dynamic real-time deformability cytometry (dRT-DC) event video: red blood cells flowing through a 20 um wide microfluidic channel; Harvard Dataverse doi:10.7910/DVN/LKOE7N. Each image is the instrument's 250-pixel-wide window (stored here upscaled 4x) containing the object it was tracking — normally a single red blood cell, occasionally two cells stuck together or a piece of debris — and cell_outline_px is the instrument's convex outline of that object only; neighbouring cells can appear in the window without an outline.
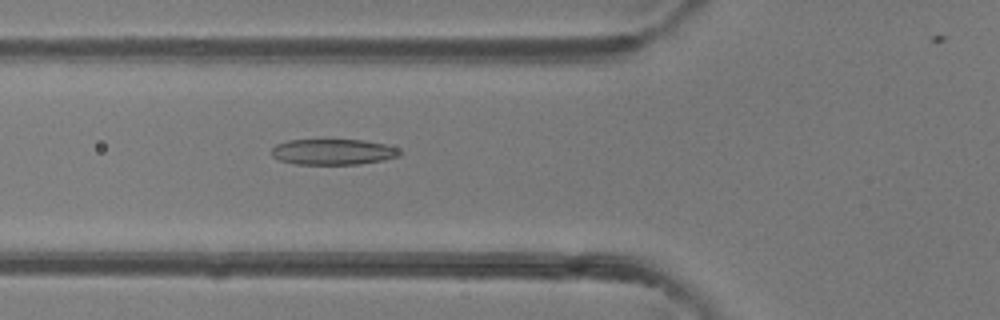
{"species": "common noctule bat (a hibernating species)", "species_latin": "Nyctalus noctula", "temperature_condition": "room temperature", "stored_images_in_passage": 38, "camera_frame_rate_fps": 3000, "um_per_image_px": 0.085, "animal": {"sex": "female"}, "frame": {"image": 1, "passage_image": 14, "time_ms": 4.333, "image_size_px": [1000, 320], "cell_outline_px": [[400, 156], [384, 160], [360, 164], [296, 164], [280, 160], [272, 156], [268, 152], [276, 144], [288, 140], [364, 140], [384, 144], [396, 148], [400, 152]], "centroid_in_image_um": [28.27, 12.91], "position_along_channel_um": 97.5, "area_um2": 19.25}}
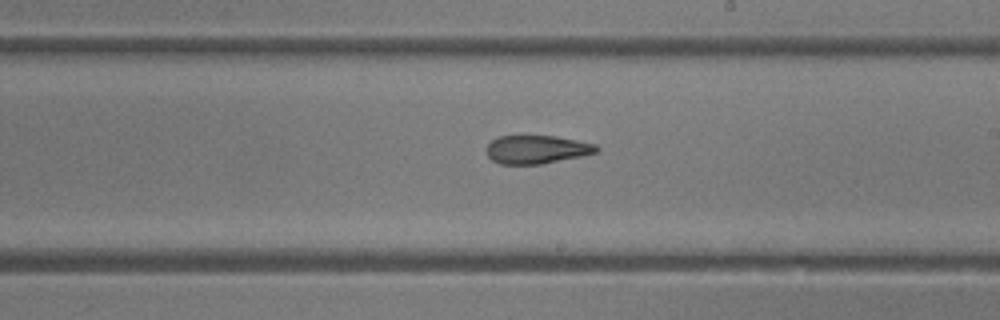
{"frame": {"image": 2, "passage_image": 24, "time_ms": 7.667, "image_size_px": [1000, 320], "cell_outline_px": [[600, 148], [596, 152], [580, 156], [540, 164], [500, 164], [492, 160], [488, 156], [484, 148], [492, 140], [500, 136], [556, 136], [596, 144]], "centroid_in_image_um": [45.58, 12.7], "position_along_channel_um": 243.4, "area_um2": 18.09}}
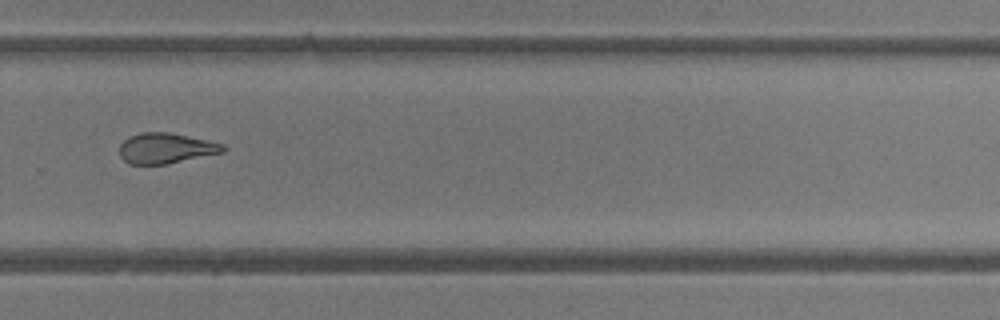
{"frame": {"image": 3, "passage_image": 29, "time_ms": 9.333, "image_size_px": [1000, 320], "cell_outline_px": [[228, 148], [224, 152], [164, 164], [128, 164], [120, 156], [120, 144], [128, 136], [140, 132], [168, 132], [208, 140], [224, 144]], "centroid_in_image_um": [14.09, 12.59], "position_along_channel_um": 315.7, "area_um2": 18.38}, "authors_computed_cell_mechanics": {"area_um2": 19.8254, "velocity_mm_per_s": 4.3596, "shape_relaxation_time_tau1_ms": 8.0751, "shape_relaxation_time_tau2_ms": 2.0906, "deformation_change_tau1": 0.2397, "deformation_change_tau2": 0.1133}}